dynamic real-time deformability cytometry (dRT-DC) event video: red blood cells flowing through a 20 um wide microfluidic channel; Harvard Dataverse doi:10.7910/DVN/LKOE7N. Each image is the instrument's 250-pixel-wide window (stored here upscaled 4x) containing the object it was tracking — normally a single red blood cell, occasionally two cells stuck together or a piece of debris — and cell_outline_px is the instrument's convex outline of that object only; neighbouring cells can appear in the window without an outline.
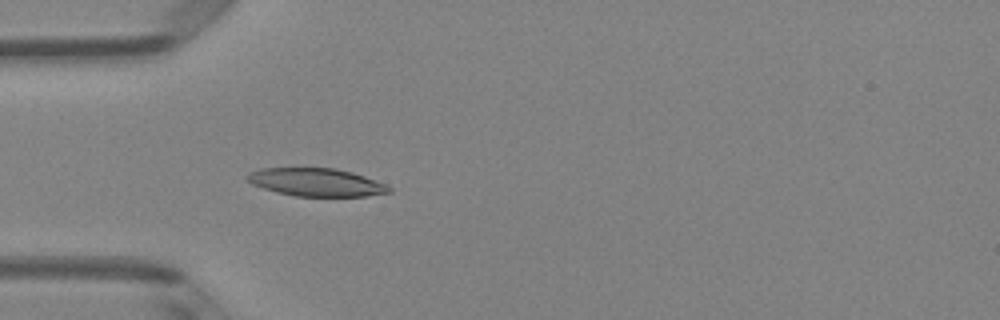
{"species": "Egyptian fruit bat (a non-hibernating species)", "species_latin": "Rousettus aegyptiacus", "temperature_condition": "room temperature", "stored_images_in_passage": 51, "camera_frame_rate_fps": 3000, "um_per_image_px": 0.085, "animal": {"sex": "female"}, "frame": {"image": 1, "passage_image": 16, "time_ms": 5.0, "image_size_px": [1000, 320], "cell_outline_px": [[392, 192], [368, 196], [296, 196], [276, 192], [252, 184], [244, 176], [248, 172], [260, 168], [336, 168], [352, 172], [364, 176], [384, 184], [392, 188]], "centroid_in_image_um": [26.86, 15.49], "position_along_channel_um": 58.1, "area_um2": 23.12}}
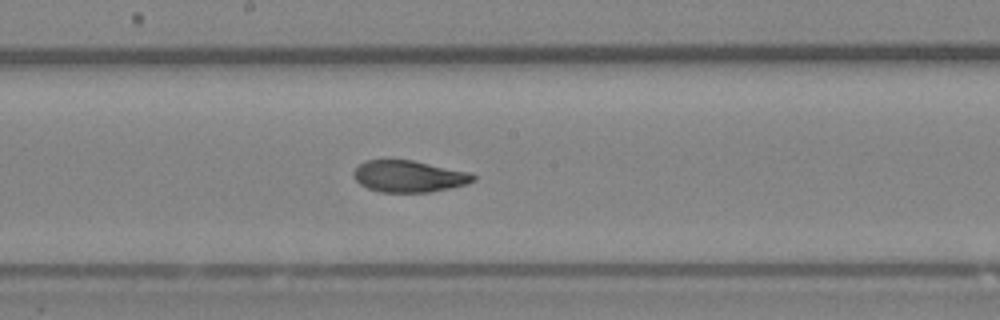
{"frame": {"image": 2, "passage_image": 28, "time_ms": 9.0, "image_size_px": [1000, 320], "cell_outline_px": [[476, 180], [468, 184], [428, 192], [380, 192], [368, 188], [360, 184], [352, 176], [352, 172], [364, 160], [412, 160], [472, 172], [476, 176]], "centroid_in_image_um": [34.78, 14.98], "position_along_channel_um": 213.4, "area_um2": 22.2}}
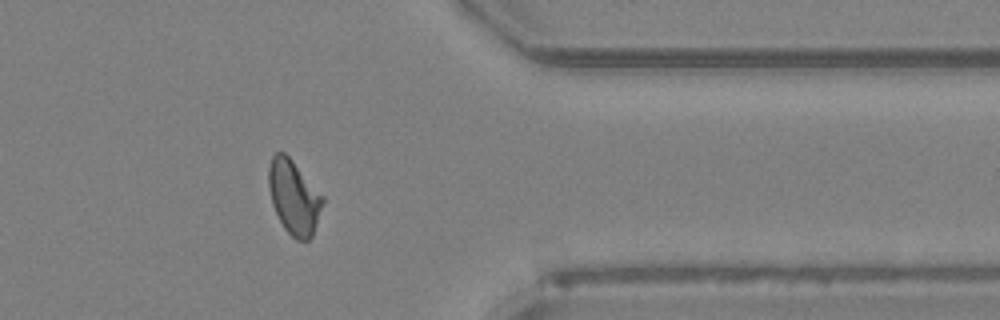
{"frame": {"image": 3, "passage_image": 42, "time_ms": 13.667, "image_size_px": [1000, 320], "cell_outline_px": [[324, 204], [312, 236], [308, 240], [296, 240], [284, 228], [272, 204], [268, 184], [268, 168], [272, 156], [276, 152], [284, 152], [292, 160], [324, 196]], "centroid_in_image_um": [24.99, 16.76], "position_along_channel_um": 386.4, "area_um2": 23.29}, "authors_computed_cell_mechanics": {"area_um2": 23.2934, "velocity_mm_per_s": 3.9923, "shape_relaxation_time_tau1_ms": 6.2021, "shape_relaxation_time_tau2_ms": 1.4665, "deformation_change_tau1": 0.1643, "deformation_change_tau2": 0.0725}}